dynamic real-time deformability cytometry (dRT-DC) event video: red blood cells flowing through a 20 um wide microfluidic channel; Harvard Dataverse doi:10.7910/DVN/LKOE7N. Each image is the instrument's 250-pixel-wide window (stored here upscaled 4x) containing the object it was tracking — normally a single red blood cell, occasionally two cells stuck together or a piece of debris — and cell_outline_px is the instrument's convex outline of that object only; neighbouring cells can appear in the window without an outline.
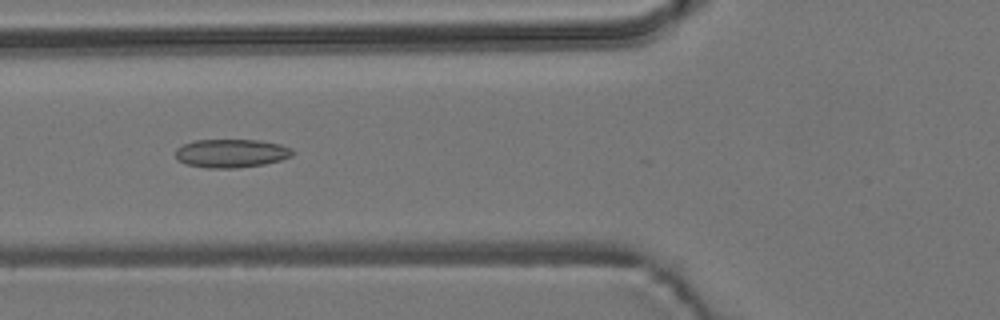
{"species": "common noctule bat (a hibernating species)", "species_latin": "Nyctalus noctula", "temperature_condition": "room temperature", "stored_images_in_passage": 7, "camera_frame_rate_fps": 3000, "um_per_image_px": 0.085, "animal": {"sex": "male", "body_mass_g": 19.2, "forearm_length_mm": 51.8}, "frame": {"image": 1, "passage_image": 5, "time_ms": 4.667, "image_size_px": [1000, 320], "cell_outline_px": [[292, 156], [280, 160], [264, 164], [236, 168], [208, 168], [188, 164], [176, 160], [176, 148], [184, 144], [196, 140], [260, 140], [280, 144], [292, 148]], "centroid_in_image_um": [19.65, 13.03], "position_along_channel_um": 106.1, "area_um2": 19.36}}
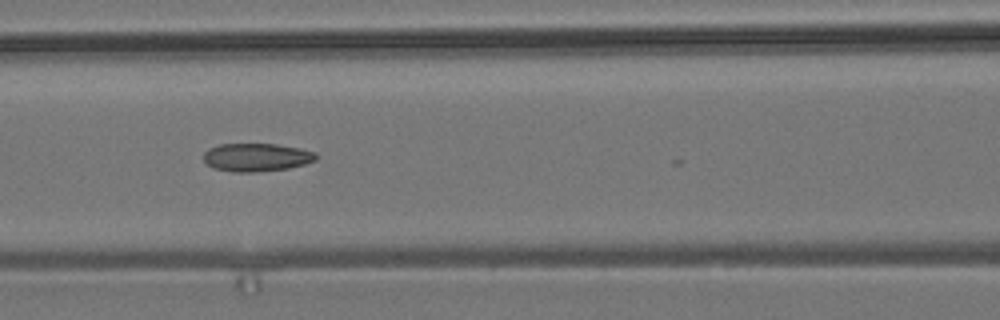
{"frame": {"image": 2, "passage_image": 6, "time_ms": 5.667, "image_size_px": [1000, 320], "cell_outline_px": [[320, 156], [316, 160], [304, 164], [288, 168], [256, 172], [232, 172], [212, 168], [204, 160], [204, 152], [208, 148], [220, 144], [276, 144], [300, 148], [316, 152]], "centroid_in_image_um": [21.82, 13.37], "position_along_channel_um": 144.8, "area_um2": 18.61}}
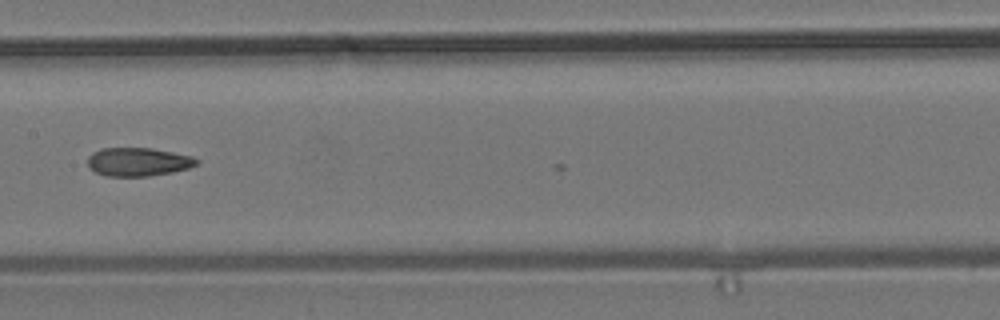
{"frame": {"image": 3, "passage_image": 7, "time_ms": 7.0, "image_size_px": [1000, 320], "cell_outline_px": [[200, 160], [196, 164], [188, 168], [172, 172], [148, 176], [104, 176], [88, 168], [88, 156], [92, 152], [100, 148], [152, 148], [192, 156]], "centroid_in_image_um": [11.71, 13.75], "position_along_channel_um": 195.7, "area_um2": 18.15}}